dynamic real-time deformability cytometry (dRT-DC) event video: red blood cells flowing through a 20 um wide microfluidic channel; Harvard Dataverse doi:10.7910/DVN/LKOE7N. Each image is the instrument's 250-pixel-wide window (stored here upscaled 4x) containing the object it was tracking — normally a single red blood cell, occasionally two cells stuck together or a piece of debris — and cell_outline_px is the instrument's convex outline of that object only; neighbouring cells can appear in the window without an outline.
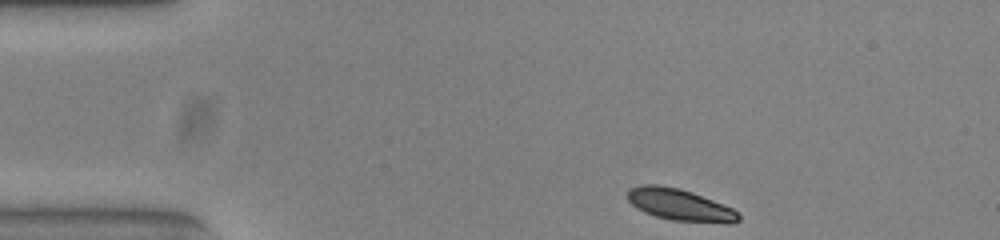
{"species": "common noctule bat (a hibernating species)", "species_latin": "Nyctalus noctula", "temperature_condition": "warm", "stored_images_in_passage": 46, "camera_frame_rate_fps": 3000, "um_per_image_px": 0.085, "animal": {"sex": "female", "body_mass_g": 23.0, "forearm_length_mm": 53.4}, "frame": {"image": 1, "passage_image": 1, "time_ms": 0.0, "image_size_px": [1000, 240], "cell_outline_px": [[740, 220], [728, 224], [672, 220], [656, 216], [644, 212], [636, 208], [628, 200], [628, 192], [632, 188], [640, 184], [656, 184], [680, 188], [692, 192], [732, 208], [740, 216]], "centroid_in_image_um": [57.79, 17.41], "position_along_channel_um": 27.2, "area_um2": 20.46}}
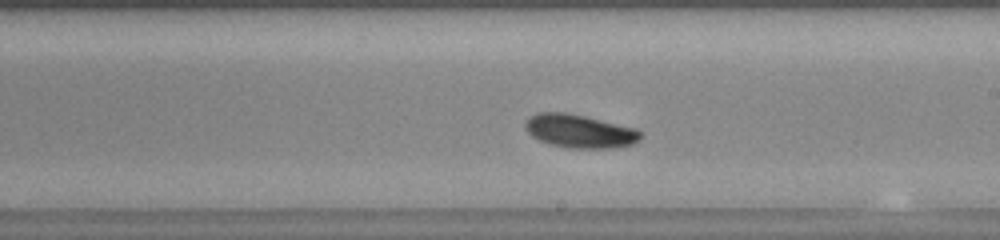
{"frame": {"image": 2, "passage_image": 23, "time_ms": 7.333, "image_size_px": [1000, 240], "cell_outline_px": [[640, 140], [632, 144], [612, 148], [568, 148], [548, 144], [532, 136], [528, 132], [524, 124], [532, 116], [540, 112], [564, 112], [584, 116], [636, 128], [640, 132]], "centroid_in_image_um": [49.27, 11.16], "position_along_channel_um": 239.7, "area_um2": 22.2}}
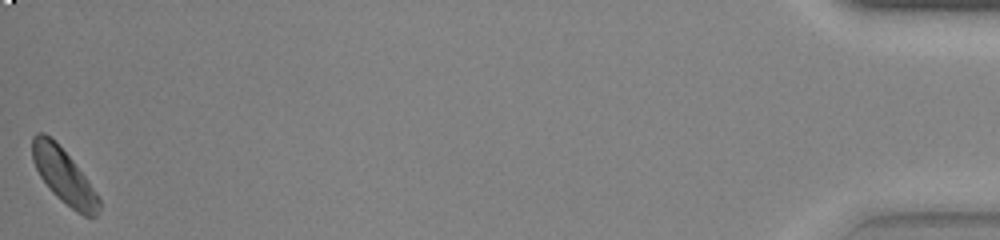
{"frame": {"image": 3, "passage_image": 46, "time_ms": 15.0, "image_size_px": [1000, 240], "cell_outline_px": [[100, 208], [96, 216], [84, 216], [76, 212], [60, 200], [48, 188], [40, 176], [32, 160], [32, 136], [36, 132], [44, 132], [72, 160], [88, 180], [96, 192], [100, 200]], "centroid_in_image_um": [5.41, 15.0], "position_along_channel_um": 429.8, "area_um2": 20.98}, "authors_computed_cell_mechanics": {"area_um2": 21.386, "velocity_mm_per_s": 3.7807, "shape_relaxation_time_tau1_ms": 7.2664, "shape_relaxation_time_tau2_ms": null, "deformation_change_tau1": 0.2244, "deformation_change_tau2": null}}